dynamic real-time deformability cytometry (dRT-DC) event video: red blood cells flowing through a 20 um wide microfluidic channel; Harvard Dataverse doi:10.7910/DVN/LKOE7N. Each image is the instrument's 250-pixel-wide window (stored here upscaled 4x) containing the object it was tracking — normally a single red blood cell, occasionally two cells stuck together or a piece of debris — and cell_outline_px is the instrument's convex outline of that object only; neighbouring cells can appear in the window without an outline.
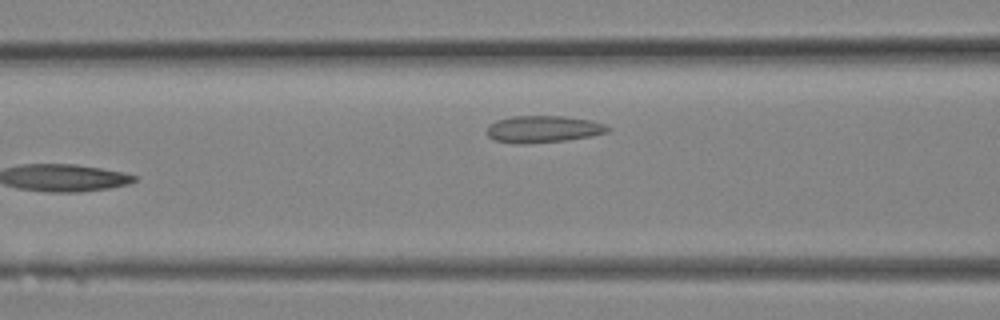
{"species": "Egyptian fruit bat (a non-hibernating species)", "species_latin": "Rousettus aegyptiacus", "temperature_condition": "room temperature", "stored_images_in_passage": 12, "camera_frame_rate_fps": 3000, "um_per_image_px": 0.085, "animal": {"sex": "female"}, "frame": {"image": 1, "passage_image": 12, "time_ms": 3.667, "image_size_px": [1000, 320], "cell_outline_px": [[612, 128], [608, 132], [592, 136], [564, 140], [528, 144], [516, 144], [492, 140], [488, 136], [488, 124], [496, 120], [512, 116], [564, 116], [592, 120], [604, 124]], "centroid_in_image_um": [46.16, 10.98], "position_along_channel_um": 120.4, "area_um2": 19.19}}